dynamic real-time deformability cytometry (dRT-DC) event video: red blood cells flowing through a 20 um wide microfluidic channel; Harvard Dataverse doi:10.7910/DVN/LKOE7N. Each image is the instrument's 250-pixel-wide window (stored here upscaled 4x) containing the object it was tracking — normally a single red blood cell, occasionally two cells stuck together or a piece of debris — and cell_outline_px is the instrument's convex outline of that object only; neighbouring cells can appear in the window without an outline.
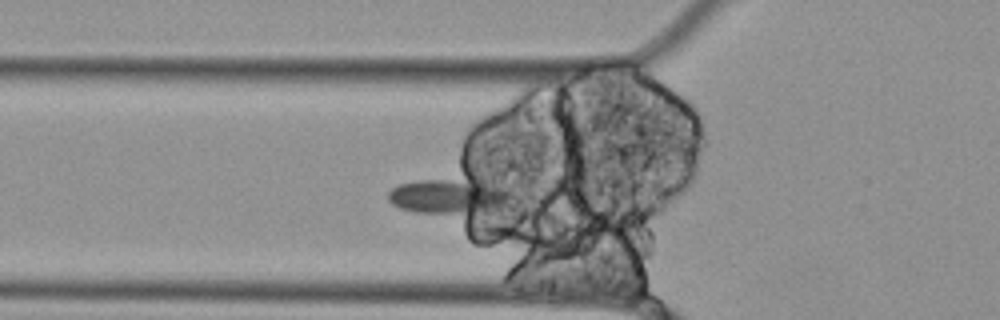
{"species": "Egyptian fruit bat (a non-hibernating species)", "species_latin": "Rousettus aegyptiacus", "temperature_condition": "cold", "stored_images_in_passage": 55, "camera_frame_rate_fps": 3000, "um_per_image_px": 0.085, "animal": {"sex": "female"}, "frame": {"image": 1, "passage_image": 16, "time_ms": 5.0, "image_size_px": [1000, 320], "cell_outline_px": [[508, 196], [500, 208], [484, 212], [416, 212], [400, 208], [392, 204], [388, 200], [388, 192], [392, 188], [400, 184], [420, 180], [448, 180], [476, 184], [508, 192]], "centroid_in_image_um": [37.91, 16.73], "position_along_channel_um": 87.9, "area_um2": 22.89}}
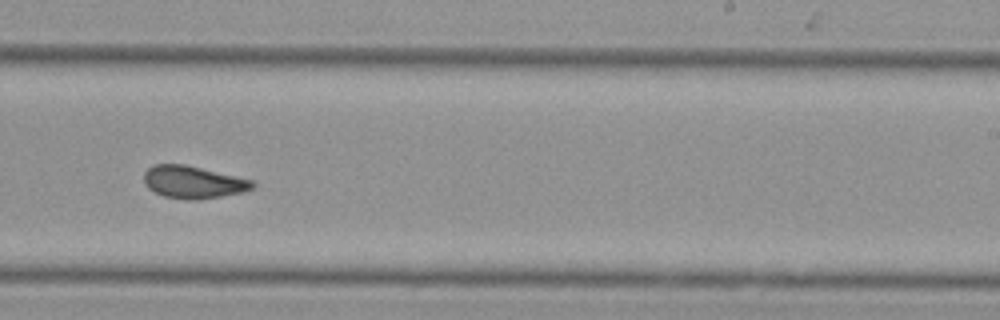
{"frame": {"image": 2, "passage_image": 32, "time_ms": 10.333, "image_size_px": [1000, 320], "cell_outline_px": [[256, 184], [252, 188], [244, 192], [220, 196], [192, 200], [184, 200], [164, 196], [148, 188], [144, 184], [144, 172], [148, 168], [156, 164], [184, 164], [252, 180]], "centroid_in_image_um": [16.4, 15.48], "position_along_channel_um": 272.6, "area_um2": 20.35}}
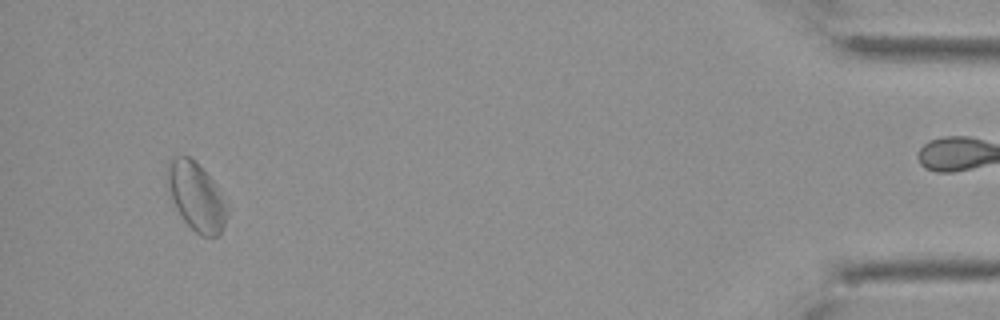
{"frame": {"image": 3, "passage_image": 51, "time_ms": 16.667, "image_size_px": [1000, 320], "cell_outline_px": [[228, 212], [224, 224], [220, 232], [216, 236], [200, 236], [184, 220], [168, 196], [168, 164], [176, 156], [188, 156], [196, 160], [212, 180], [228, 208]], "centroid_in_image_um": [16.66, 16.71], "position_along_channel_um": 418.5, "area_um2": 23.35}}